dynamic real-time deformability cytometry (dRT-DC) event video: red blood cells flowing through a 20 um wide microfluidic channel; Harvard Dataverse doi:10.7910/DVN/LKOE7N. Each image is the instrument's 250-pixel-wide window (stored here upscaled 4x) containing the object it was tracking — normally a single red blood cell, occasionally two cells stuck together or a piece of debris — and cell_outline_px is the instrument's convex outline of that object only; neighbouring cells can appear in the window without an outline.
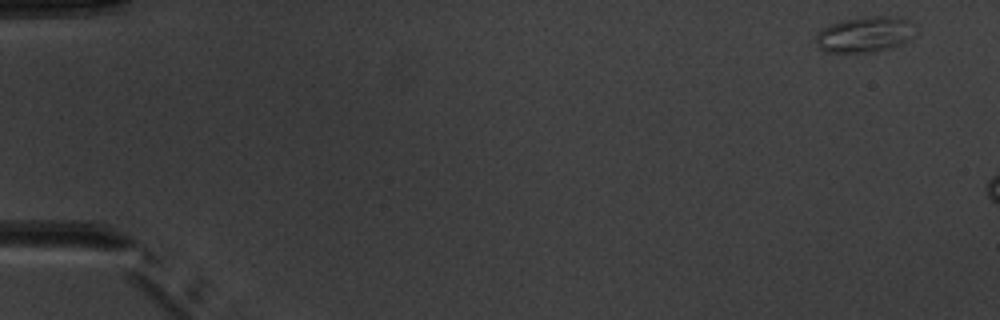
{"species": "common noctule bat (a hibernating species)", "species_latin": "Nyctalus noctula", "temperature_condition": "warm", "stored_images_in_passage": 4, "camera_frame_rate_fps": 3000, "um_per_image_px": 0.085, "animal": {"sex": "male", "body_mass_g": 20.1, "forearm_length_mm": 53.5}, "frame": {"image": 1, "passage_image": 1, "time_ms": 0.0, "image_size_px": [1000, 320], "cell_outline_px": [[916, 36], [892, 48], [872, 52], [824, 52], [816, 44], [816, 36], [820, 28], [840, 20], [872, 16], [892, 16], [908, 20], [916, 24]], "centroid_in_image_um": [73.54, 2.92], "position_along_channel_um": 11.5, "area_um2": 21.1}}